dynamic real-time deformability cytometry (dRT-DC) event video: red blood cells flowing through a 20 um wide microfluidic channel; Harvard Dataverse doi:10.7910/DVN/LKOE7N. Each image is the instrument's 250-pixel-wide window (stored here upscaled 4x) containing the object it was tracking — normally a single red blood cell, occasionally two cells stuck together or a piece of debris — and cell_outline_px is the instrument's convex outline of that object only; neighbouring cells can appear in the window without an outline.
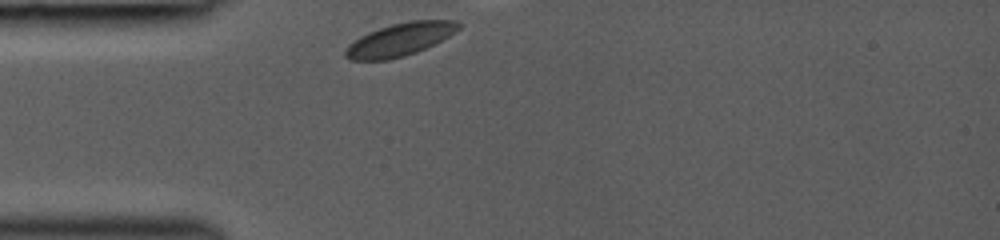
{"species": "common noctule bat (a hibernating species)", "species_latin": "Nyctalus noctula", "temperature_condition": "room temperature", "stored_images_in_passage": 2, "camera_frame_rate_fps": 3000, "um_per_image_px": 0.085, "animal": {"sex": "female", "body_mass_g": 19.0, "forearm_length_mm": 53.3}, "frame": {"image": 1, "passage_image": 1, "time_ms": 0.0, "image_size_px": [1000, 240], "cell_outline_px": [[464, 24], [460, 28], [448, 36], [416, 52], [404, 56], [388, 60], [348, 60], [344, 56], [344, 48], [348, 44], [360, 36], [368, 32], [392, 24], [408, 20], [456, 20]], "centroid_in_image_um": [33.96, 3.35], "position_along_channel_um": 51.0, "area_um2": 21.73}}